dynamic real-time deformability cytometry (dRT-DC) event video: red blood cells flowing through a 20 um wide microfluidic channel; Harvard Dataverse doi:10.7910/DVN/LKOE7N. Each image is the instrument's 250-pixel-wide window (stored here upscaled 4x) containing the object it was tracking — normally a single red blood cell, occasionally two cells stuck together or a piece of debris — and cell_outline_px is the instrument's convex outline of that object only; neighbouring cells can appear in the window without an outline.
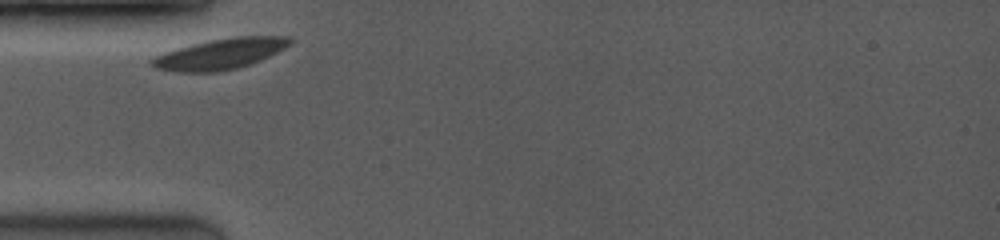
{"species": "common noctule bat (a hibernating species)", "species_latin": "Nyctalus noctula", "temperature_condition": "room temperature", "stored_images_in_passage": 10, "camera_frame_rate_fps": 3500, "um_per_image_px": 0.085, "animal": {"sex": "female", "body_mass_g": 19.0, "forearm_length_mm": 53.3}, "frame": {"image": 1, "passage_image": 1, "time_ms": 0.0, "image_size_px": [1000, 240], "cell_outline_px": [[292, 44], [260, 60], [236, 68], [220, 72], [176, 72], [156, 68], [148, 60], [164, 52], [192, 44], [212, 40], [236, 36], [292, 36]], "centroid_in_image_um": [18.72, 4.58], "position_along_channel_um": 66.3, "area_um2": 24.51}}